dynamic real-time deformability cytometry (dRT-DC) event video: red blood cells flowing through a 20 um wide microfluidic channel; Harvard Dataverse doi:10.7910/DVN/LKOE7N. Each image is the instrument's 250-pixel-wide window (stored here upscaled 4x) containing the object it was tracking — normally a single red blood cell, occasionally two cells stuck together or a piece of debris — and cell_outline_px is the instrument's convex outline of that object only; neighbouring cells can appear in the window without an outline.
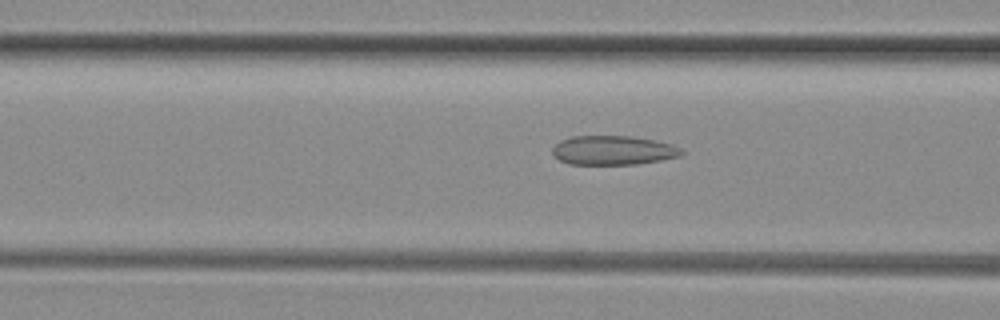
{"species": "common noctule bat (a hibernating species)", "species_latin": "Nyctalus noctula", "temperature_condition": "room temperature", "stored_images_in_passage": 27, "camera_frame_rate_fps": 3000, "um_per_image_px": 0.085, "animal": {"sex": "female", "body_mass_g": 29.2, "forearm_length_mm": 56.3}, "frame": {"image": 1, "passage_image": 6, "time_ms": 1.667, "image_size_px": [1000, 320], "cell_outline_px": [[684, 152], [680, 156], [660, 160], [636, 164], [568, 164], [552, 156], [552, 148], [560, 140], [572, 136], [632, 136], [656, 140], [672, 144], [680, 148]], "centroid_in_image_um": [52.1, 12.77], "position_along_channel_um": 114.5, "area_um2": 22.08}}
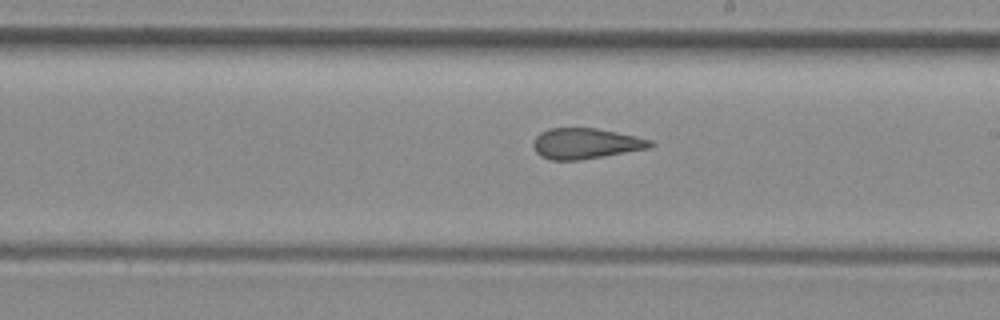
{"frame": {"image": 2, "passage_image": 15, "time_ms": 4.667, "image_size_px": [1000, 320], "cell_outline_px": [[656, 144], [648, 148], [580, 160], [552, 160], [540, 156], [536, 152], [532, 144], [536, 136], [540, 132], [548, 128], [596, 128], [636, 136], [652, 140]], "centroid_in_image_um": [49.76, 12.19], "position_along_channel_um": 239.2, "area_um2": 20.87}}
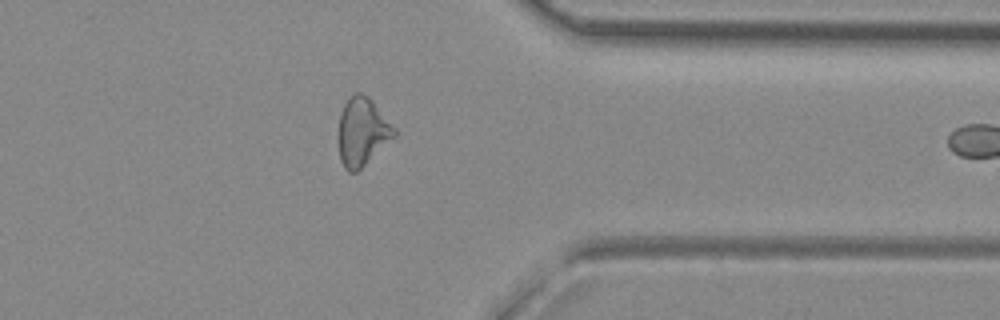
{"frame": {"image": 3, "passage_image": 26, "time_ms": 8.333, "image_size_px": [1000, 320], "cell_outline_px": [[396, 136], [356, 172], [348, 172], [344, 168], [340, 160], [340, 116], [344, 104], [348, 96], [352, 92], [360, 92], [368, 96], [372, 100], [396, 128]], "centroid_in_image_um": [30.82, 11.17], "position_along_channel_um": 380.6, "area_um2": 21.96}}